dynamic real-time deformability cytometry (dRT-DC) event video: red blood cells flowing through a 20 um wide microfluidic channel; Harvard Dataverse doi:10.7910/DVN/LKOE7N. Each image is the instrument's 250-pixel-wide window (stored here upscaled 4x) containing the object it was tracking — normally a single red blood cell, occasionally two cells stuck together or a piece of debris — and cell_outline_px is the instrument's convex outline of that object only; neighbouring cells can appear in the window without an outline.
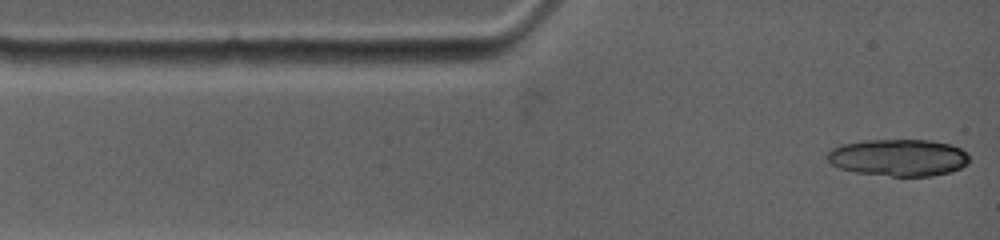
{"species": "common noctule bat (a hibernating species)", "species_latin": "Nyctalus noctula", "temperature_condition": "warm", "stored_images_in_passage": 6, "camera_frame_rate_fps": 4500, "um_per_image_px": 0.085, "animal": {"sex": "female", "body_mass_g": 19.0, "forearm_length_mm": 53.3}, "frame": {"image": 1, "passage_image": 1, "time_ms": 0.0, "image_size_px": [1000, 240], "cell_outline_px": [[968, 164], [952, 172], [932, 176], [892, 176], [856, 172], [840, 168], [832, 164], [824, 156], [832, 148], [840, 144], [864, 140], [928, 140], [952, 144], [968, 152]], "centroid_in_image_um": [76.38, 13.39], "position_along_channel_um": 8.6, "area_um2": 30.87}}